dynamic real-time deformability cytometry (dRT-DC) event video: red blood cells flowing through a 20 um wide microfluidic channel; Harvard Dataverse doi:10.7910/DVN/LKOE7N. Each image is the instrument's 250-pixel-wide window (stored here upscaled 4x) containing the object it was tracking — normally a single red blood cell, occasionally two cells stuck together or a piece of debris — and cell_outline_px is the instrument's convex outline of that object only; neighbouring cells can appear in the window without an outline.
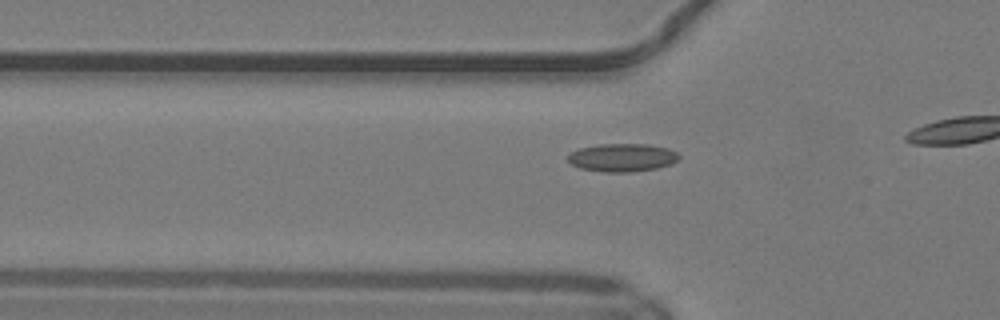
{"species": "common noctule bat (a hibernating species)", "species_latin": "Nyctalus noctula", "temperature_condition": "warm", "stored_images_in_passage": 15, "camera_frame_rate_fps": 3000, "um_per_image_px": 0.085, "animal": {"sex": "male", "body_mass_g": 19.2, "forearm_length_mm": 51.8}, "frame": {"image": 1, "passage_image": 4, "time_ms": 1.0, "image_size_px": [1000, 320], "cell_outline_px": [[680, 156], [672, 164], [656, 168], [632, 172], [604, 172], [580, 168], [572, 164], [568, 160], [568, 156], [572, 152], [580, 148], [600, 144], [648, 144], [668, 148], [676, 152]], "centroid_in_image_um": [52.91, 13.39], "position_along_channel_um": 72.9, "area_um2": 18.09}}
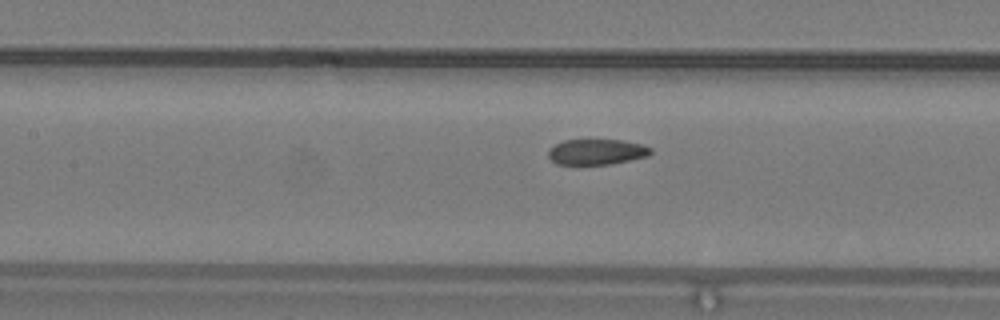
{"frame": {"image": 2, "passage_image": 10, "time_ms": 3.0, "image_size_px": [1000, 320], "cell_outline_px": [[652, 152], [648, 156], [612, 164], [556, 164], [548, 156], [548, 152], [556, 144], [564, 140], [620, 140], [644, 144], [652, 148]], "centroid_in_image_um": [50.76, 12.91], "position_along_channel_um": 156.6, "area_um2": 15.2}}
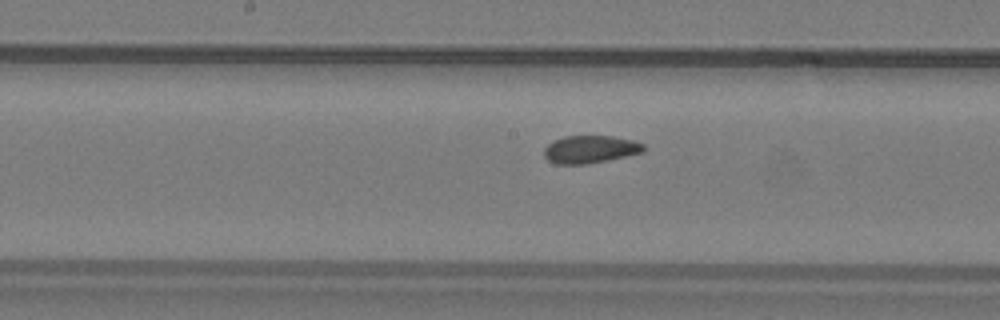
{"frame": {"image": 3, "passage_image": 13, "time_ms": 4.0, "image_size_px": [1000, 320], "cell_outline_px": [[644, 152], [608, 160], [584, 164], [556, 164], [548, 160], [544, 156], [544, 148], [552, 140], [564, 136], [612, 136], [632, 140], [644, 144]], "centroid_in_image_um": [50.14, 12.69], "position_along_channel_um": 198.1, "area_um2": 16.07}}